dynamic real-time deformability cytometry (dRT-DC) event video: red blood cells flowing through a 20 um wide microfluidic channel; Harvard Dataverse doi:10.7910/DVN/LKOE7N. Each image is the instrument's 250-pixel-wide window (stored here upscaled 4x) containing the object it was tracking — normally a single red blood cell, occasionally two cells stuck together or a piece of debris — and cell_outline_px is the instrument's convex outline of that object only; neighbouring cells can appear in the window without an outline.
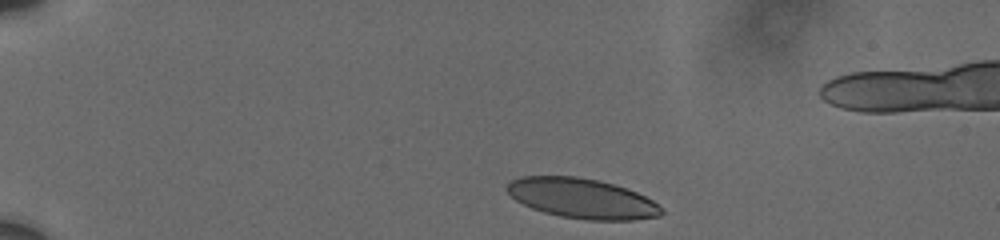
{"species": "human", "species_latin": "Homo sapiens", "temperature_condition": "cold", "stored_images_in_passage": 7, "camera_frame_rate_fps": 3000, "um_per_image_px": 0.085, "donor": {"sex": "male"}, "frame": {"image": 1, "passage_image": 1, "time_ms": 0.0, "image_size_px": [1000, 240], "cell_outline_px": [[664, 212], [660, 216], [632, 220], [588, 220], [560, 216], [544, 212], [532, 208], [516, 200], [504, 188], [512, 180], [520, 176], [576, 176], [600, 180], [636, 192], [652, 200]], "centroid_in_image_um": [49.45, 16.86], "position_along_channel_um": 35.6, "area_um2": 35.78}}
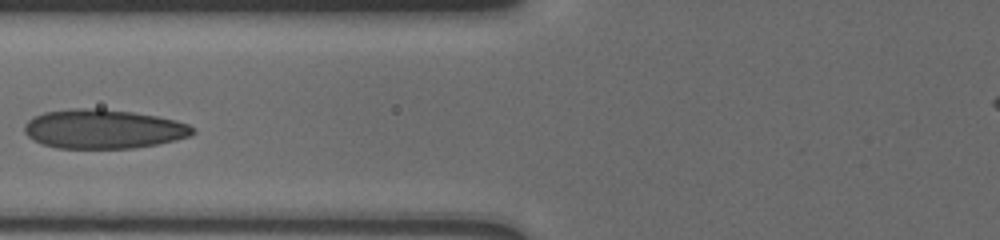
{"frame": {"image": 2, "passage_image": 5, "time_ms": 4.333, "image_size_px": [1000, 240], "cell_outline_px": [[196, 132], [188, 136], [176, 140], [156, 144], [132, 148], [56, 148], [32, 140], [24, 132], [24, 124], [28, 120], [44, 112], [72, 108], [100, 108], [132, 112], [156, 116], [176, 120], [188, 124], [196, 128]], "centroid_in_image_um": [8.78, 10.96], "position_along_channel_um": 117.0, "area_um2": 38.49}}
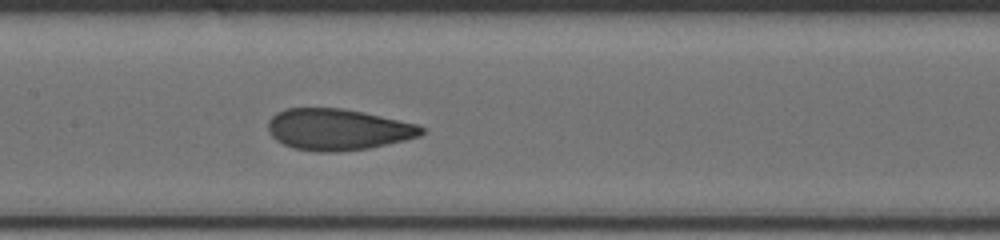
{"frame": {"image": 3, "passage_image": 7, "time_ms": 6.0, "image_size_px": [1000, 240], "cell_outline_px": [[424, 132], [420, 136], [404, 140], [368, 148], [336, 152], [316, 152], [292, 148], [276, 140], [268, 132], [268, 120], [276, 112], [288, 108], [344, 108], [364, 112], [420, 124], [424, 128]], "centroid_in_image_um": [28.72, 11.0], "position_along_channel_um": 178.7, "area_um2": 37.22}}